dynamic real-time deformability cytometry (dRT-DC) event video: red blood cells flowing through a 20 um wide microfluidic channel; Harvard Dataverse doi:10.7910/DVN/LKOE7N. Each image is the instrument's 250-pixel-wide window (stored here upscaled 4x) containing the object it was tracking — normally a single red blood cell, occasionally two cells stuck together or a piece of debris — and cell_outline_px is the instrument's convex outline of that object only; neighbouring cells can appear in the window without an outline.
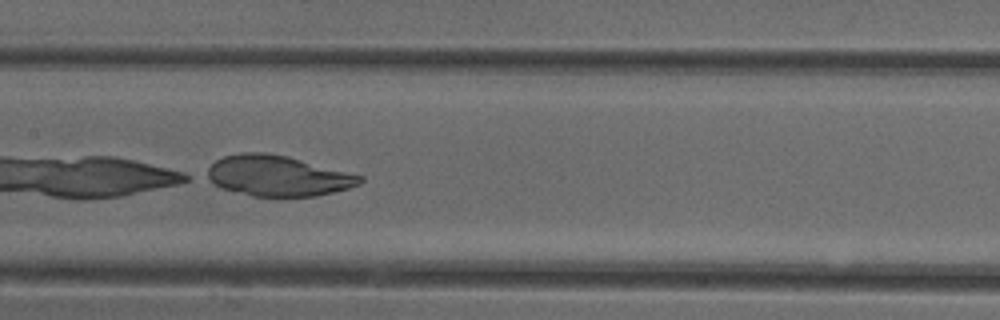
{"species": "common noctule bat (a hibernating species)", "species_latin": "Nyctalus noctula", "temperature_condition": "cold", "stored_images_in_passage": 17, "camera_frame_rate_fps": 3000, "um_per_image_px": 0.085, "animal": {"sex": "female"}, "frame": {"image": 1, "passage_image": 15, "time_ms": 4.667, "image_size_px": [1000, 320], "cell_outline_px": [[364, 180], [360, 184], [348, 188], [316, 196], [252, 196], [220, 188], [212, 184], [204, 176], [208, 168], [216, 160], [224, 156], [240, 152], [264, 152], [288, 156], [364, 176]], "centroid_in_image_um": [23.57, 14.94], "position_along_channel_um": 183.8, "area_um2": 36.36}}